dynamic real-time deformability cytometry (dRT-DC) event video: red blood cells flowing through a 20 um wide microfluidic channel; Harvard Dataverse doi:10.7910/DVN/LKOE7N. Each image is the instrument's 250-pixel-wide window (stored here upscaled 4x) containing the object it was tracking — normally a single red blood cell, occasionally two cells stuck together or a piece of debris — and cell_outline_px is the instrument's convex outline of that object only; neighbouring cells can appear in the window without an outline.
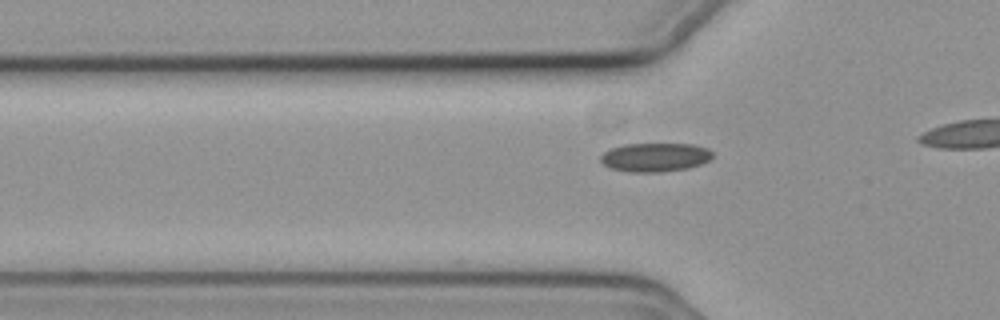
{"species": "common noctule bat (a hibernating species)", "species_latin": "Nyctalus noctula", "temperature_condition": "cold", "stored_images_in_passage": 16, "camera_frame_rate_fps": 3000, "um_per_image_px": 0.085, "animal": {"sex": "female", "body_mass_g": 19.3, "forearm_length_mm": 54.1}, "frame": {"image": 1, "passage_image": 10, "time_ms": 3.0, "image_size_px": [1000, 320], "cell_outline_px": [[712, 156], [708, 160], [700, 164], [688, 168], [660, 172], [628, 172], [608, 168], [600, 160], [600, 156], [604, 152], [612, 148], [624, 144], [692, 144], [708, 148], [712, 152]], "centroid_in_image_um": [55.65, 13.37], "position_along_channel_um": 70.1, "area_um2": 18.79}}
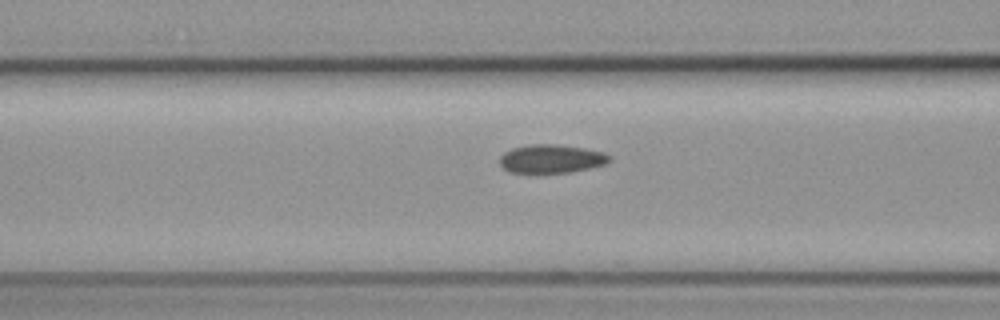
{"frame": {"image": 2, "passage_image": 14, "time_ms": 4.333, "image_size_px": [1000, 320], "cell_outline_px": [[612, 160], [604, 164], [572, 172], [508, 172], [500, 164], [500, 156], [504, 152], [512, 148], [528, 144], [556, 144], [584, 148], [604, 152], [612, 156]], "centroid_in_image_um": [46.87, 13.48], "position_along_channel_um": 119.7, "area_um2": 18.21}}